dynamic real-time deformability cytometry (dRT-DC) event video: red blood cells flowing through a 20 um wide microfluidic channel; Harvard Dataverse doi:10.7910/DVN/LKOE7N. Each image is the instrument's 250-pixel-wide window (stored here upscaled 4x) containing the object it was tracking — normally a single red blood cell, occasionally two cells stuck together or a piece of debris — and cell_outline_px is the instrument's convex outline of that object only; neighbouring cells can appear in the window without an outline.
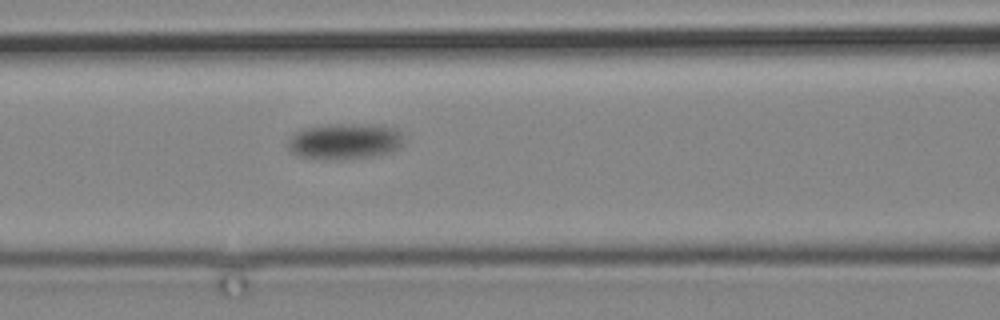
{"species": "common noctule bat (a hibernating species)", "species_latin": "Nyctalus noctula", "temperature_condition": "cold", "stored_images_in_passage": 5, "camera_frame_rate_fps": 3000, "um_per_image_px": 0.085, "animal": {"sex": "male", "body_mass_g": 19.2, "forearm_length_mm": 51.8}, "frame": {"image": 1, "passage_image": 5, "time_ms": 5.333, "image_size_px": [1000, 320], "cell_outline_px": [[404, 140], [400, 148], [392, 152], [372, 156], [340, 160], [336, 160], [300, 156], [292, 152], [284, 144], [292, 132], [304, 128], [324, 124], [372, 124], [396, 128], [400, 132]], "centroid_in_image_um": [29.27, 12.0], "position_along_channel_um": 137.3, "area_um2": 24.8}}